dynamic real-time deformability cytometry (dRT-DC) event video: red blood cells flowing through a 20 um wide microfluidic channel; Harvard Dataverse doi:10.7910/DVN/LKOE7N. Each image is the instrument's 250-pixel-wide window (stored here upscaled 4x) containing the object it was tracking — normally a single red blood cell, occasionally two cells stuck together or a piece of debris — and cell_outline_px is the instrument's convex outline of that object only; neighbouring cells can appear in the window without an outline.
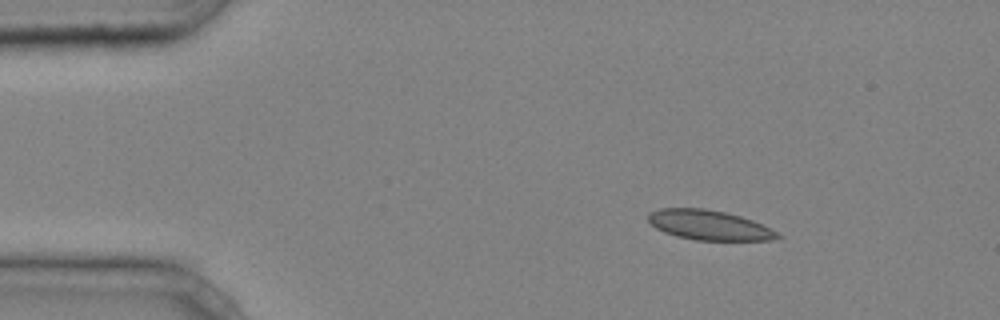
{"species": "common noctule bat (a hibernating species)", "species_latin": "Nyctalus noctula", "temperature_condition": "cold", "stored_images_in_passage": 39, "camera_frame_rate_fps": 3000, "um_per_image_px": 0.085, "animal": {"sex": "male", "body_mass_g": 20.4}, "frame": {"image": 1, "passage_image": 1, "time_ms": 0.0, "image_size_px": [1000, 320], "cell_outline_px": [[784, 236], [768, 240], [696, 240], [676, 236], [664, 232], [656, 228], [648, 220], [648, 216], [652, 212], [660, 208], [704, 208], [724, 212], [740, 216], [752, 220]], "centroid_in_image_um": [60.25, 19.13], "position_along_channel_um": 24.7, "area_um2": 22.14}}
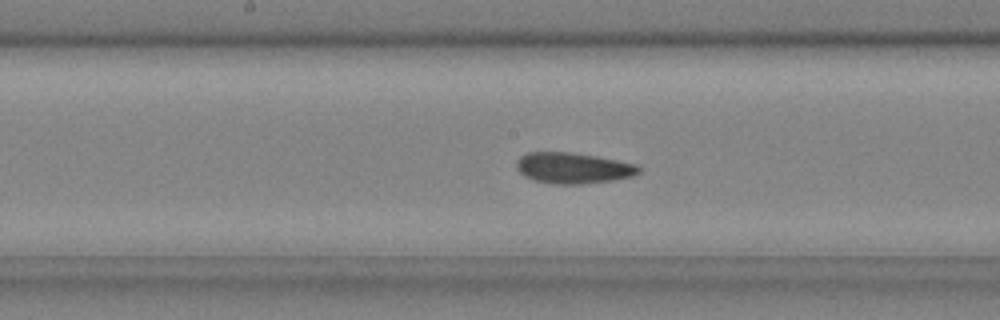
{"frame": {"image": 2, "passage_image": 18, "time_ms": 5.667, "image_size_px": [1000, 320], "cell_outline_px": [[640, 172], [632, 176], [612, 180], [580, 184], [552, 184], [536, 180], [524, 176], [516, 168], [516, 160], [520, 156], [528, 152], [568, 152], [596, 156], [636, 164], [640, 168]], "centroid_in_image_um": [48.68, 14.28], "position_along_channel_um": 199.5, "area_um2": 21.91}}
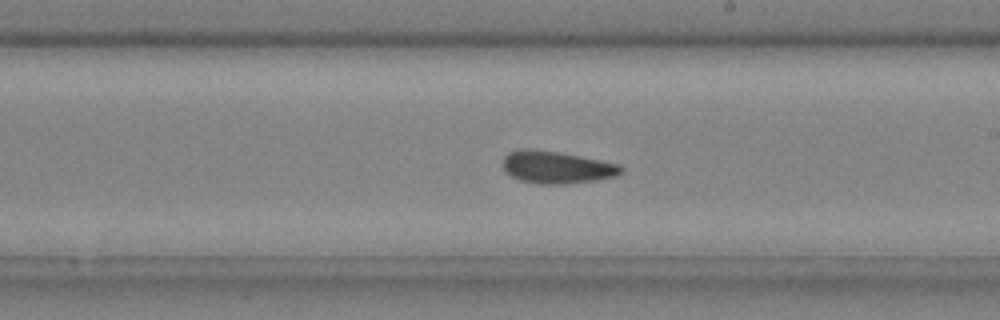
{"frame": {"image": 3, "passage_image": 21, "time_ms": 6.667, "image_size_px": [1000, 320], "cell_outline_px": [[624, 172], [616, 176], [596, 180], [564, 184], [540, 184], [520, 180], [512, 176], [504, 168], [504, 156], [508, 152], [520, 148], [532, 148], [560, 152], [620, 164], [624, 168]], "centroid_in_image_um": [47.34, 14.2], "position_along_channel_um": 241.7, "area_um2": 22.37}, "authors_computed_cell_mechanics": {"area_um2": 22.1374, "velocity_mm_per_s": 4.2292, "shape_relaxation_time_tau1_ms": 6.1656, "shape_relaxation_time_tau2_ms": 2.6542, "deformation_change_tau1": 0.1163, "deformation_change_tau2": 0.0784}}